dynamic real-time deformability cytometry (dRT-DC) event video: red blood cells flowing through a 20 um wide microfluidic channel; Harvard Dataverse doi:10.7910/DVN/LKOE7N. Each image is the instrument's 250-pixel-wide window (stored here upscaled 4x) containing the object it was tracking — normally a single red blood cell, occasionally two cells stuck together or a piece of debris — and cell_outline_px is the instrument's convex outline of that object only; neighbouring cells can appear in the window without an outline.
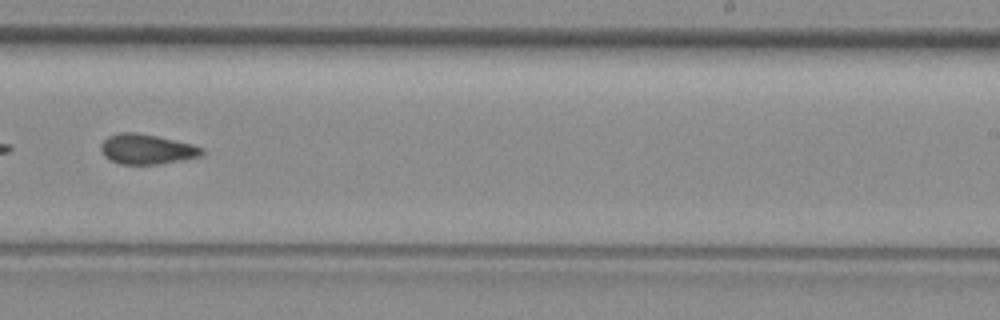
{"species": "common noctule bat (a hibernating species)", "species_latin": "Nyctalus noctula", "temperature_condition": "room temperature", "stored_images_in_passage": 35, "camera_frame_rate_fps": 3000, "um_per_image_px": 0.085, "animal": {"sex": "female", "body_mass_g": 29.2, "forearm_length_mm": 56.3}, "frame": {"image": 1, "passage_image": 20, "time_ms": 6.333, "image_size_px": [1000, 320], "cell_outline_px": [[204, 152], [200, 156], [180, 160], [156, 164], [120, 164], [104, 156], [100, 148], [100, 144], [108, 136], [120, 132], [136, 132], [156, 136], [192, 144], [204, 148]], "centroid_in_image_um": [12.45, 12.67], "position_along_channel_um": 276.5, "area_um2": 17.51}}
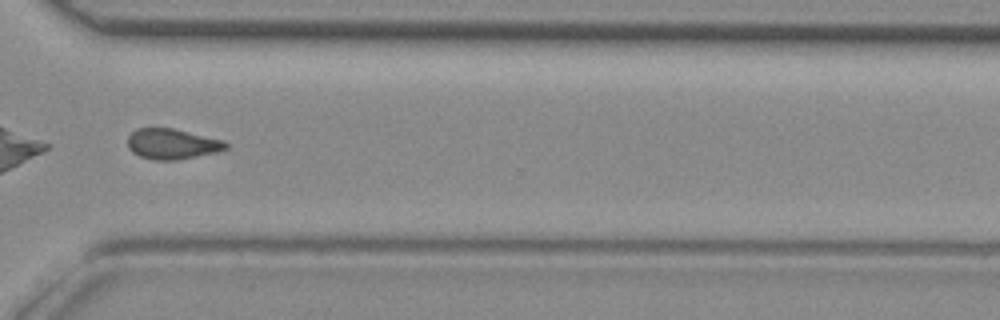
{"frame": {"image": 2, "passage_image": 25, "time_ms": 8.0, "image_size_px": [1000, 320], "cell_outline_px": [[228, 148], [216, 152], [176, 160], [152, 160], [140, 156], [132, 152], [128, 148], [128, 136], [136, 128], [172, 128], [224, 140], [228, 144]], "centroid_in_image_um": [14.61, 12.23], "position_along_channel_um": 356.0, "area_um2": 17.4}}